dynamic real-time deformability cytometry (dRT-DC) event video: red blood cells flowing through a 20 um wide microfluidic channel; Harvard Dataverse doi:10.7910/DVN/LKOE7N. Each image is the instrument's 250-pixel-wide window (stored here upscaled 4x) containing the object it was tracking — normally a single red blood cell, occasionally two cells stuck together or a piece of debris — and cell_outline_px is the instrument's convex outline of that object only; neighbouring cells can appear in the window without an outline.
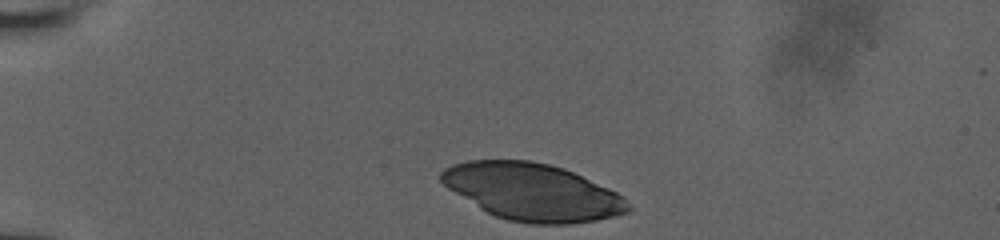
{"species": "human", "species_latin": "Homo sapiens", "temperature_condition": "room temperature", "stored_images_in_passage": 5, "camera_frame_rate_fps": 3000, "um_per_image_px": 0.085, "donor": {"sex": "male"}, "frame": {"image": 1, "passage_image": 1, "time_ms": 0.0, "image_size_px": [1000, 240], "cell_outline_px": [[632, 208], [628, 212], [596, 220], [568, 224], [528, 224], [508, 220], [496, 216], [480, 208], [448, 188], [440, 180], [440, 172], [444, 168], [452, 164], [468, 160], [528, 160], [548, 164], [564, 168], [608, 188], [624, 196]], "centroid_in_image_um": [45.25, 16.31], "position_along_channel_um": 39.7, "area_um2": 61.9}}